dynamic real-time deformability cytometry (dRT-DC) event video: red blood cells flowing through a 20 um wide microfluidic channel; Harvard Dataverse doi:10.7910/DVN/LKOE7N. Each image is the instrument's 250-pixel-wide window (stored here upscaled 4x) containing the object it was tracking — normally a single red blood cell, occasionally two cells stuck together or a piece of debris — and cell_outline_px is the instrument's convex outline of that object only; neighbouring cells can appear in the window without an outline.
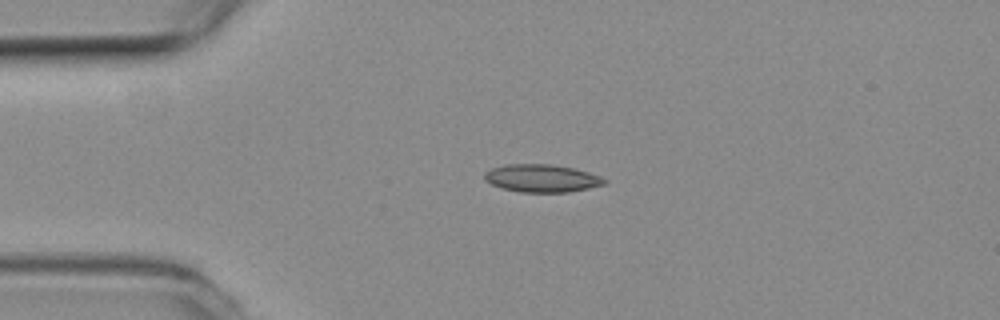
{"species": "common noctule bat (a hibernating species)", "species_latin": "Nyctalus noctula", "temperature_condition": "room temperature", "stored_images_in_passage": 42, "camera_frame_rate_fps": 3000, "um_per_image_px": 0.085, "animal": {"sex": "female", "body_mass_g": 19.3, "forearm_length_mm": 54.1}, "frame": {"image": 1, "passage_image": 1, "time_ms": 0.0, "image_size_px": [1000, 320], "cell_outline_px": [[608, 180], [604, 184], [588, 188], [568, 192], [520, 192], [500, 188], [484, 180], [484, 172], [492, 168], [504, 164], [552, 164], [572, 168], [588, 172], [600, 176]], "centroid_in_image_um": [46.02, 15.15], "position_along_channel_um": 39.0, "area_um2": 19.42}}
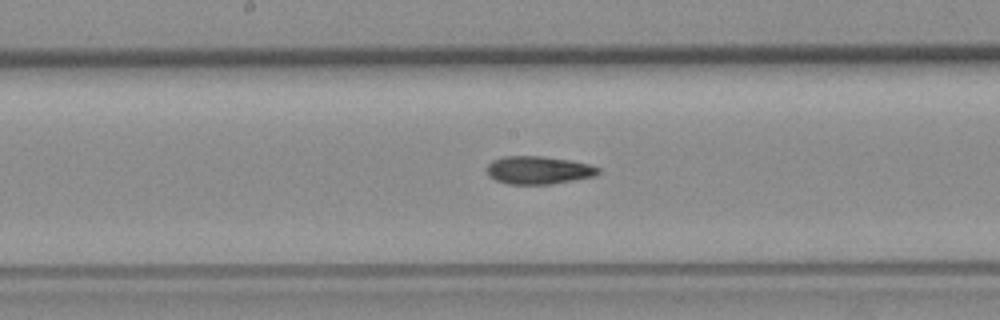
{"frame": {"image": 2, "passage_image": 16, "time_ms": 5.0, "image_size_px": [1000, 320], "cell_outline_px": [[600, 172], [596, 176], [552, 184], [508, 184], [496, 180], [488, 176], [488, 164], [492, 160], [504, 156], [544, 156], [572, 160], [588, 164], [600, 168]], "centroid_in_image_um": [45.79, 14.46], "position_along_channel_um": 202.4, "area_um2": 18.26}}
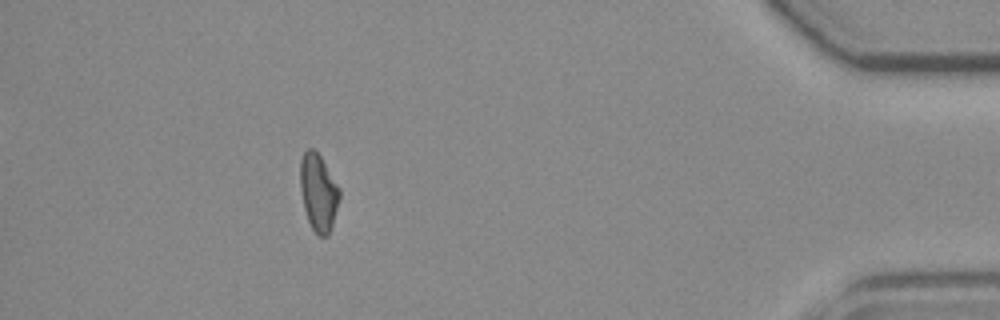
{"frame": {"image": 3, "passage_image": 37, "time_ms": 12.0, "image_size_px": [1000, 320], "cell_outline_px": [[340, 196], [332, 224], [328, 236], [316, 236], [308, 220], [304, 208], [300, 188], [300, 160], [304, 152], [308, 148], [312, 148], [320, 156], [340, 188]], "centroid_in_image_um": [27.05, 16.36], "position_along_channel_um": 408.1, "area_um2": 17.57}, "authors_computed_cell_mechanics": {"area_um2": 18.1203, "velocity_mm_per_s": 3.7928, "shape_relaxation_time_tau1_ms": null, "shape_relaxation_time_tau2_ms": 6.0624, "deformation_change_tau1": null, "deformation_change_tau2": 0.1455}}